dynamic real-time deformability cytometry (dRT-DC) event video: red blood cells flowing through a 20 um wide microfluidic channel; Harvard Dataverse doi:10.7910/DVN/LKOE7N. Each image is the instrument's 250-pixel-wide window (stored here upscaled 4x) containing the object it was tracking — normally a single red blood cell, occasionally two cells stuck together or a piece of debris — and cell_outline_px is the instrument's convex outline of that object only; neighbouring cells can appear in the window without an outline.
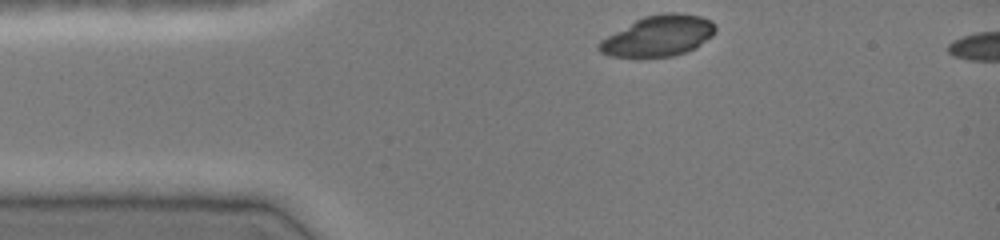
{"species": "common noctule bat (a hibernating species)", "species_latin": "Nyctalus noctula", "temperature_condition": "cold", "stored_images_in_passage": 4, "camera_frame_rate_fps": 3000, "um_per_image_px": 0.085, "animal": {"sex": "female", "body_mass_g": 19.0, "forearm_length_mm": 51.5}, "frame": {"image": 1, "passage_image": 1, "time_ms": 0.0, "image_size_px": [1000, 240], "cell_outline_px": [[716, 32], [712, 36], [696, 48], [672, 56], [608, 56], [600, 52], [596, 48], [596, 44], [600, 40], [636, 20], [644, 16], [664, 12], [676, 12], [700, 16], [712, 20], [716, 24]], "centroid_in_image_um": [55.99, 3.04], "position_along_channel_um": 29.0, "area_um2": 27.57}}